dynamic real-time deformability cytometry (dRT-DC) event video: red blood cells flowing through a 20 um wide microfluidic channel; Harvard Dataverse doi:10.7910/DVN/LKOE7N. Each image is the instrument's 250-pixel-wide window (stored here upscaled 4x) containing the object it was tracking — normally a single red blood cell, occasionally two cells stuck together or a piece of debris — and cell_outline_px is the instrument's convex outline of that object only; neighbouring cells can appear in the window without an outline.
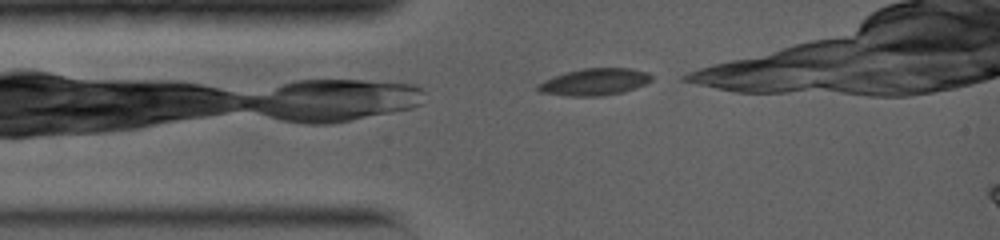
{"species": "common noctule bat (a hibernating species)", "species_latin": "Nyctalus noctula", "temperature_condition": "warm", "stored_images_in_passage": 34, "camera_frame_rate_fps": 5000, "um_per_image_px": 0.085, "animal": {"sex": "female", "body_mass_g": 19.0, "forearm_length_mm": 56.7}, "frame": {"image": 1, "passage_image": 1, "time_ms": 0.0, "image_size_px": [1000, 240], "cell_outline_px": [[652, 80], [636, 88], [624, 92], [600, 96], [568, 96], [540, 92], [536, 88], [536, 84], [552, 76], [564, 72], [584, 68], [632, 68], [648, 72], [652, 76]], "centroid_in_image_um": [50.52, 6.96], "position_along_channel_um": 34.5, "area_um2": 18.03}}